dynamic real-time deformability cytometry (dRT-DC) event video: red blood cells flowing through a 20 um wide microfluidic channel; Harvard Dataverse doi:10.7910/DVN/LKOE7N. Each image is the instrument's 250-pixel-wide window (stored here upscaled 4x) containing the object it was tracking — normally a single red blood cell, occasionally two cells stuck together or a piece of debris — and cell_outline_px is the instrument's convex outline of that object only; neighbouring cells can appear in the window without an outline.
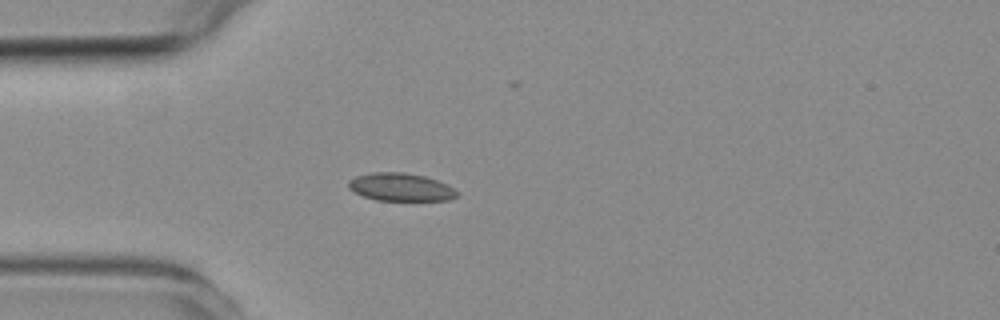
{"species": "common noctule bat (a hibernating species)", "species_latin": "Nyctalus noctula", "temperature_condition": "room temperature", "stored_images_in_passage": 5, "camera_frame_rate_fps": 3000, "um_per_image_px": 0.085, "animal": {"sex": "female", "body_mass_g": 19.3, "forearm_length_mm": 54.1}, "frame": {"image": 1, "passage_image": 4, "time_ms": 4.667, "image_size_px": [1000, 320], "cell_outline_px": [[456, 196], [448, 200], [376, 200], [364, 196], [348, 188], [348, 180], [356, 176], [372, 172], [404, 172], [424, 176], [448, 184], [456, 192]], "centroid_in_image_um": [34.02, 15.89], "position_along_channel_um": 51.0, "area_um2": 17.46}}